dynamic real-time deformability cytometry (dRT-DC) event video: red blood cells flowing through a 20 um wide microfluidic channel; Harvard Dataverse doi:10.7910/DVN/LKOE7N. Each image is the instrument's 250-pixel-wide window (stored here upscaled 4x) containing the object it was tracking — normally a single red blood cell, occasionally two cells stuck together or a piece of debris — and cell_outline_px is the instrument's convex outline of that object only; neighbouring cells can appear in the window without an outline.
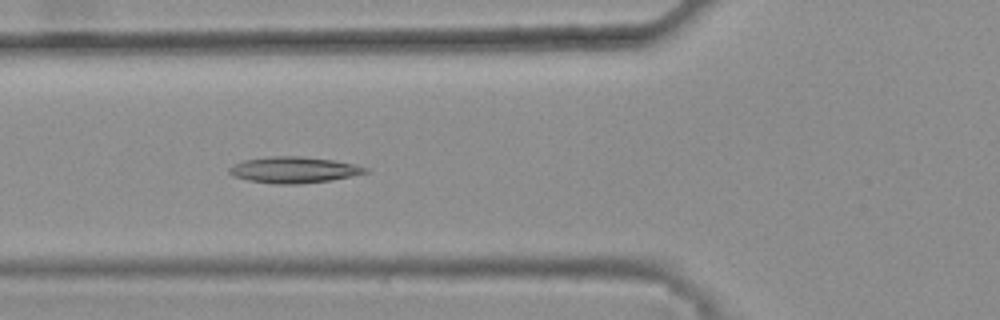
{"species": "common noctule bat (a hibernating species)", "species_latin": "Nyctalus noctula", "temperature_condition": "warm", "stored_images_in_passage": 46, "camera_frame_rate_fps": 3000, "um_per_image_px": 0.085, "animal": {"sex": "female", "body_mass_g": 25.1}, "frame": {"image": 1, "passage_image": 20, "time_ms": 6.333, "image_size_px": [1000, 320], "cell_outline_px": [[368, 172], [352, 176], [332, 180], [300, 184], [276, 184], [248, 180], [232, 176], [228, 172], [228, 168], [232, 164], [244, 160], [268, 156], [304, 156], [332, 160], [352, 164], [368, 168]], "centroid_in_image_um": [24.93, 14.44], "position_along_channel_um": 100.9, "area_um2": 20.87}}
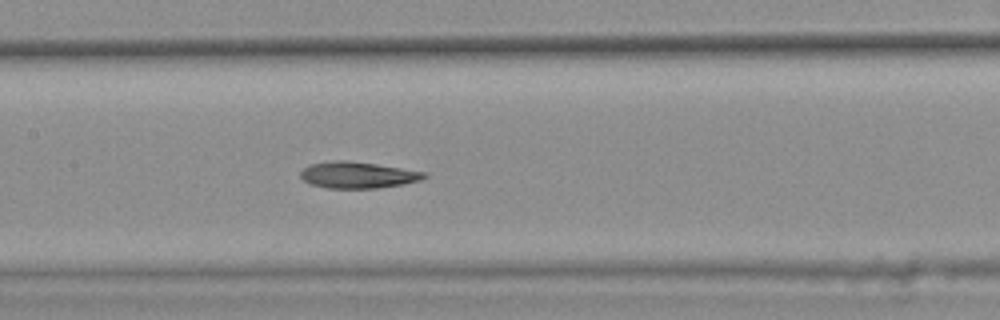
{"frame": {"image": 2, "passage_image": 26, "time_ms": 8.333, "image_size_px": [1000, 320], "cell_outline_px": [[428, 176], [420, 180], [404, 184], [376, 188], [328, 188], [312, 184], [304, 180], [300, 176], [300, 172], [304, 168], [312, 164], [336, 160], [344, 160], [376, 164], [424, 172]], "centroid_in_image_um": [30.41, 14.88], "position_along_channel_um": 177.0, "area_um2": 18.73}}
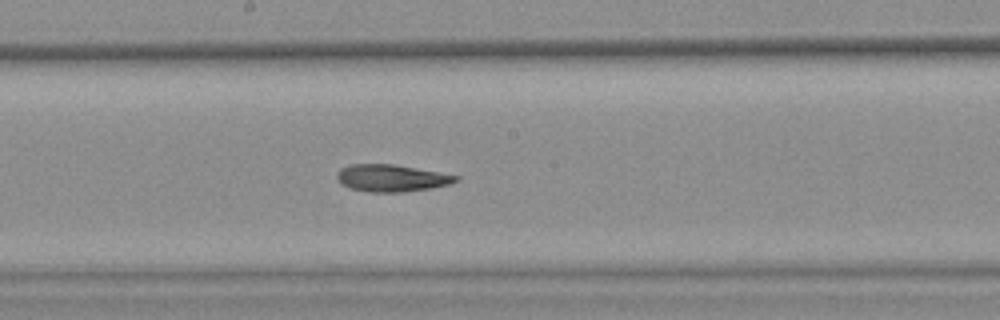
{"frame": {"image": 3, "passage_image": 29, "time_ms": 9.333, "image_size_px": [1000, 320], "cell_outline_px": [[460, 180], [448, 184], [432, 188], [404, 192], [368, 192], [348, 188], [340, 184], [336, 176], [336, 172], [340, 168], [352, 164], [392, 164], [440, 172], [460, 176]], "centroid_in_image_um": [33.25, 15.14], "position_along_channel_um": 214.9, "area_um2": 18.96}, "authors_computed_cell_mechanics": {"area_um2": 19.4786, "velocity_mm_per_s": 3.8069, "shape_relaxation_time_tau1_ms": null, "shape_relaxation_time_tau2_ms": 7.7477, "deformation_change_tau1": null, "deformation_change_tau2": 0.1663}}